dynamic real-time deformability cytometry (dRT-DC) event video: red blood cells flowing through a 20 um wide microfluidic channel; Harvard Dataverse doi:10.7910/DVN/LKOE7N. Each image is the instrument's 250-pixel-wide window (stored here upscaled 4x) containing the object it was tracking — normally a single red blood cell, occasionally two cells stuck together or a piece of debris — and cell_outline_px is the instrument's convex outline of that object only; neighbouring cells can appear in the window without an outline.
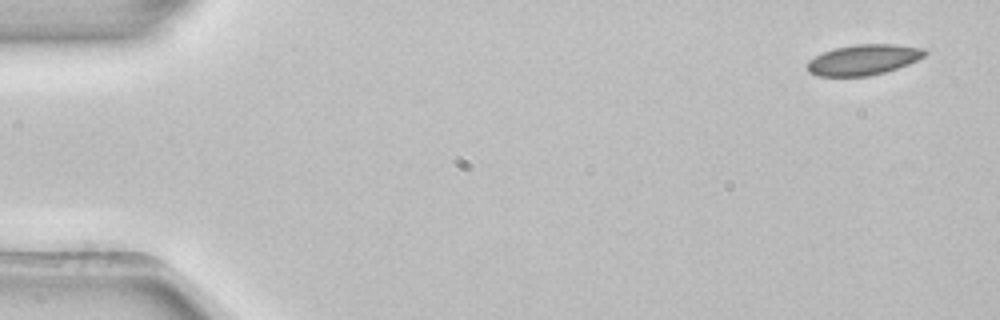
{"species": "common noctule bat (a hibernating species)", "species_latin": "Nyctalus noctula", "temperature_condition": "room temperature", "stored_images_in_passage": 4, "camera_frame_rate_fps": 3000, "um_per_image_px": 0.085, "animal": {"sex": "female", "body_mass_g": 22.7, "forearm_length_mm": 54.2}, "frame": {"image": 1, "passage_image": 1, "time_ms": 0.0, "image_size_px": [1000, 320], "cell_outline_px": [[928, 52], [924, 56], [908, 64], [884, 72], [868, 76], [816, 76], [808, 72], [808, 60], [824, 52], [836, 48], [856, 44], [896, 44], [924, 48]], "centroid_in_image_um": [73.4, 5.07], "position_along_channel_um": 11.6, "area_um2": 20.75}}
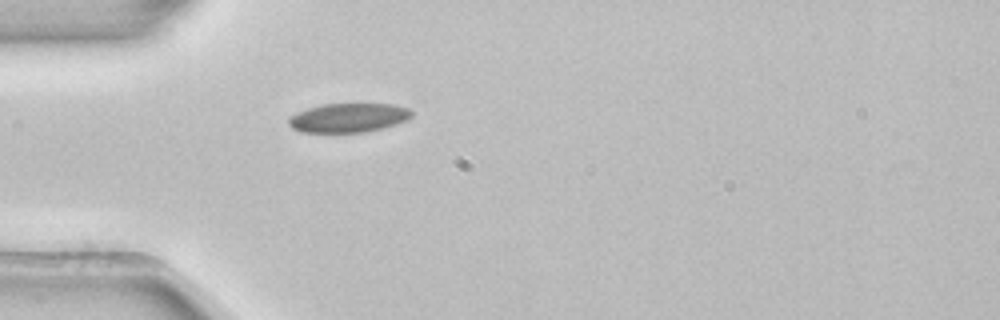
{"frame": {"image": 2, "passage_image": 4, "time_ms": 1.0, "image_size_px": [1000, 320], "cell_outline_px": [[412, 116], [408, 120], [396, 124], [364, 132], [300, 132], [292, 128], [288, 124], [288, 116], [296, 112], [308, 108], [324, 104], [392, 104], [408, 108], [412, 112]], "centroid_in_image_um": [29.58, 10.01], "position_along_channel_um": 55.4, "area_um2": 20.87}}